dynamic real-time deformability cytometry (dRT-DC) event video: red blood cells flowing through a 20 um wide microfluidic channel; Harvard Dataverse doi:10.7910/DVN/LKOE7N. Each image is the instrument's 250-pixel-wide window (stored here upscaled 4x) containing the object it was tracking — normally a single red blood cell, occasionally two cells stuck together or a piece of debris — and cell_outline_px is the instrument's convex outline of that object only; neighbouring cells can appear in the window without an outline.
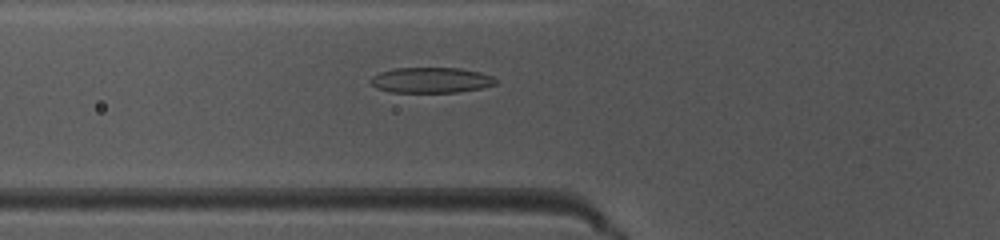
{"species": "common noctule bat (a hibernating species)", "species_latin": "Nyctalus noctula", "temperature_condition": "warm", "stored_images_in_passage": 49, "camera_frame_rate_fps": 3000, "um_per_image_px": 0.085, "animal": {"sex": "female", "body_mass_g": 10.0, "forearm_length_mm": 53.1}, "frame": {"image": 1, "passage_image": 18, "time_ms": 5.667, "image_size_px": [1000, 240], "cell_outline_px": [[500, 80], [496, 84], [480, 88], [456, 92], [392, 92], [376, 88], [368, 80], [372, 76], [380, 72], [392, 68], [460, 68], [480, 72], [492, 76]], "centroid_in_image_um": [36.64, 6.8], "position_along_channel_um": 89.2, "area_um2": 18.67}}
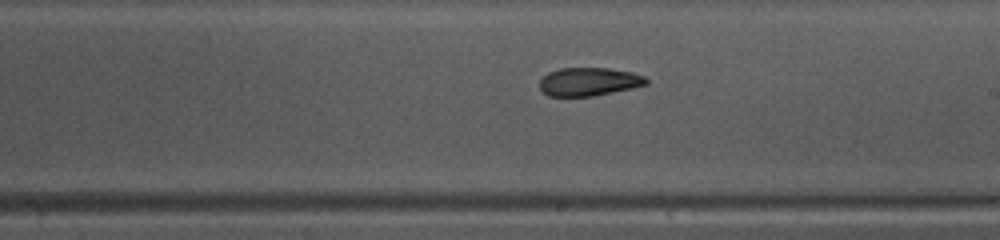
{"frame": {"image": 2, "passage_image": 29, "time_ms": 9.333, "image_size_px": [1000, 240], "cell_outline_px": [[648, 84], [632, 88], [592, 96], [548, 96], [540, 88], [540, 80], [548, 72], [560, 68], [608, 68], [632, 72], [644, 76], [648, 80]], "centroid_in_image_um": [50.06, 6.94], "position_along_channel_um": 238.9, "area_um2": 17.51}}
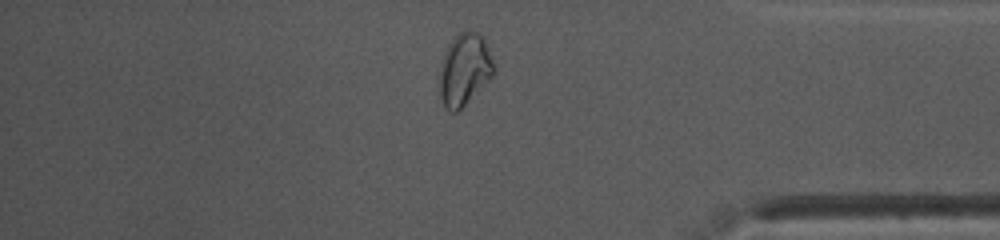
{"frame": {"image": 3, "passage_image": 42, "time_ms": 13.667, "image_size_px": [1000, 240], "cell_outline_px": [[492, 76], [456, 112], [448, 112], [440, 96], [440, 72], [444, 56], [448, 44], [460, 32], [480, 32], [484, 40], [492, 60]], "centroid_in_image_um": [39.45, 5.91], "position_along_channel_um": 395.7, "area_um2": 21.79}, "authors_computed_cell_mechanics": {"area_um2": 18.6694, "velocity_mm_per_s": 4.0586, "shape_relaxation_time_tau1_ms": 10.4358, "shape_relaxation_time_tau2_ms": 0.9883, "deformation_change_tau1": 0.2567, "deformation_change_tau2": 0.074}}